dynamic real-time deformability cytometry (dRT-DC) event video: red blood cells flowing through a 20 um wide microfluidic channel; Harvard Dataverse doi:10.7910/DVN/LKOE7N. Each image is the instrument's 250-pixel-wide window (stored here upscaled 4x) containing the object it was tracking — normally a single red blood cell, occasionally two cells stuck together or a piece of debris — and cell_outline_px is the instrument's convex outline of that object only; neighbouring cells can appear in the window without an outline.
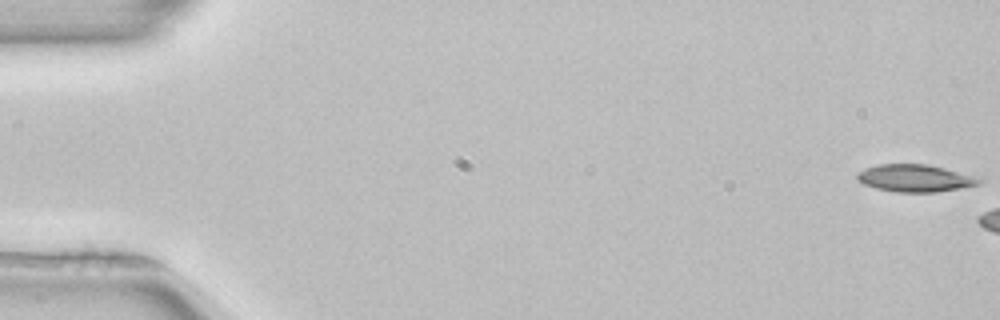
{"species": "common noctule bat (a hibernating species)", "species_latin": "Nyctalus noctula", "temperature_condition": "room temperature", "stored_images_in_passage": 6, "camera_frame_rate_fps": 3000, "um_per_image_px": 0.085, "animal": {"sex": "female", "body_mass_g": 22.7, "forearm_length_mm": 54.2}, "frame": {"image": 1, "passage_image": 1, "time_ms": 0.0, "image_size_px": [1000, 320], "cell_outline_px": [[984, 180], [980, 184], [960, 188], [936, 192], [896, 192], [876, 188], [864, 184], [856, 180], [856, 172], [864, 168], [876, 164], [928, 164], [944, 168], [972, 176]], "centroid_in_image_um": [77.71, 15.14], "position_along_channel_um": 7.3, "area_um2": 19.42}}